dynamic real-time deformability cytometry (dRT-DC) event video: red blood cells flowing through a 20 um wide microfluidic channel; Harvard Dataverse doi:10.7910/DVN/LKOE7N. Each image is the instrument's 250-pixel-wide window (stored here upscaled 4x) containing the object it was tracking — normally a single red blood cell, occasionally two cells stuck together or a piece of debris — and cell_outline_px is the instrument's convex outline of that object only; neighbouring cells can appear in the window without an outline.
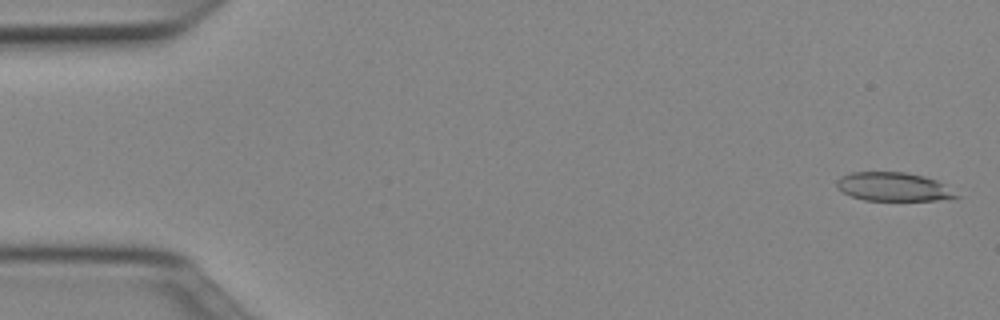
{"species": "Egyptian fruit bat (a non-hibernating species)", "species_latin": "Rousettus aegyptiacus", "temperature_condition": "cold", "stored_images_in_passage": 46, "camera_frame_rate_fps": 3000, "um_per_image_px": 0.085, "animal": {"sex": "female"}, "frame": {"image": 1, "passage_image": 1, "time_ms": 0.0, "image_size_px": [1000, 320], "cell_outline_px": [[964, 196], [936, 200], [864, 200], [852, 196], [836, 188], [836, 180], [840, 176], [852, 172], [904, 172], [924, 176], [936, 180], [944, 184]], "centroid_in_image_um": [75.96, 15.87], "position_along_channel_um": 9.0, "area_um2": 20.06}}
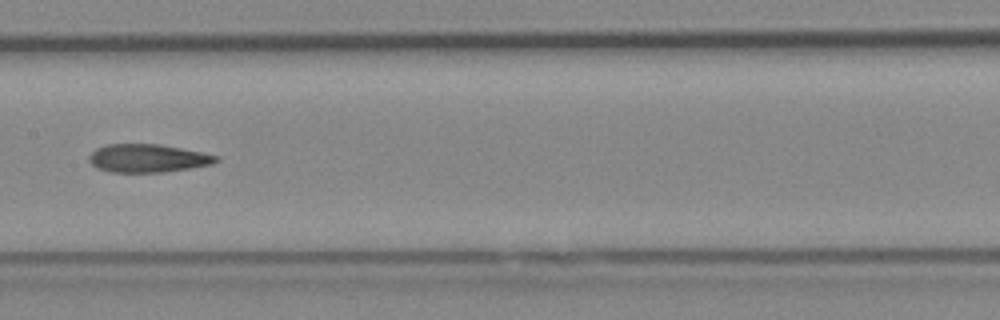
{"frame": {"image": 2, "passage_image": 25, "time_ms": 8.0, "image_size_px": [1000, 320], "cell_outline_px": [[220, 160], [212, 164], [192, 168], [164, 172], [108, 172], [96, 168], [88, 160], [88, 156], [96, 148], [108, 144], [160, 144], [220, 156]], "centroid_in_image_um": [12.55, 13.46], "position_along_channel_um": 194.8, "area_um2": 20.98}}
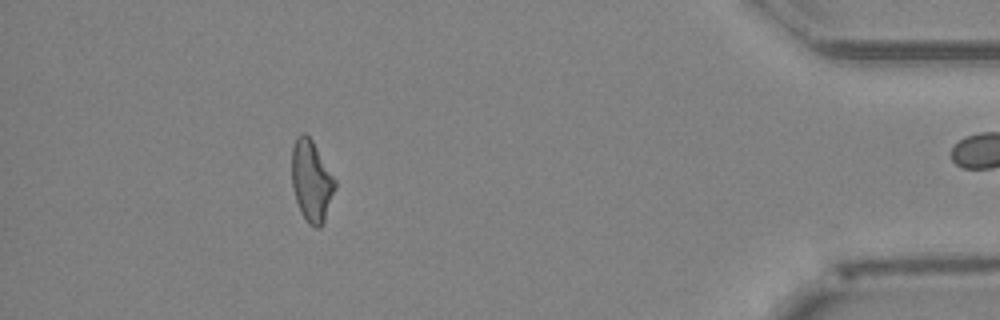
{"frame": {"image": 3, "passage_image": 45, "time_ms": 14.667, "image_size_px": [1000, 320], "cell_outline_px": [[336, 188], [324, 220], [320, 228], [316, 228], [308, 224], [300, 212], [292, 188], [292, 148], [296, 136], [300, 132], [304, 132], [312, 140], [336, 180]], "centroid_in_image_um": [26.46, 15.38], "position_along_channel_um": 408.7, "area_um2": 20.58}, "authors_computed_cell_mechanics": {"area_um2": 21.3282, "velocity_mm_per_s": 4.0138, "shape_relaxation_time_tau1_ms": 7.4385, "shape_relaxation_time_tau2_ms": 5.174, "deformation_change_tau1": 0.206, "deformation_change_tau2": 0.168}}